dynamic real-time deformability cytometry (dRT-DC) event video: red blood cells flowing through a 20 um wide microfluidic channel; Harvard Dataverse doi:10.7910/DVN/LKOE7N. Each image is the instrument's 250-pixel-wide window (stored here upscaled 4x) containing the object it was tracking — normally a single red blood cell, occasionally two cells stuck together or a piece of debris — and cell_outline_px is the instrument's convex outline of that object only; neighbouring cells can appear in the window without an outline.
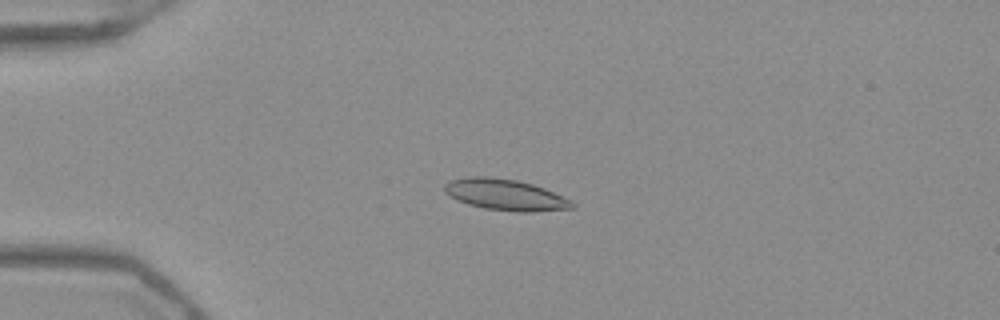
{"species": "Egyptian fruit bat (a non-hibernating species)", "species_latin": "Rousettus aegyptiacus", "temperature_condition": "warm", "stored_images_in_passage": 53, "camera_frame_rate_fps": 3000, "um_per_image_px": 0.085, "frame": {"image": 1, "passage_image": 14, "time_ms": 4.333, "image_size_px": [1000, 320], "cell_outline_px": [[576, 208], [532, 212], [516, 212], [484, 208], [468, 204], [456, 200], [448, 196], [444, 192], [444, 184], [448, 180], [468, 176], [488, 176], [516, 180], [532, 184], [544, 188], [572, 200], [576, 204]], "centroid_in_image_um": [42.94, 16.55], "position_along_channel_um": 42.1, "area_um2": 23.52}}
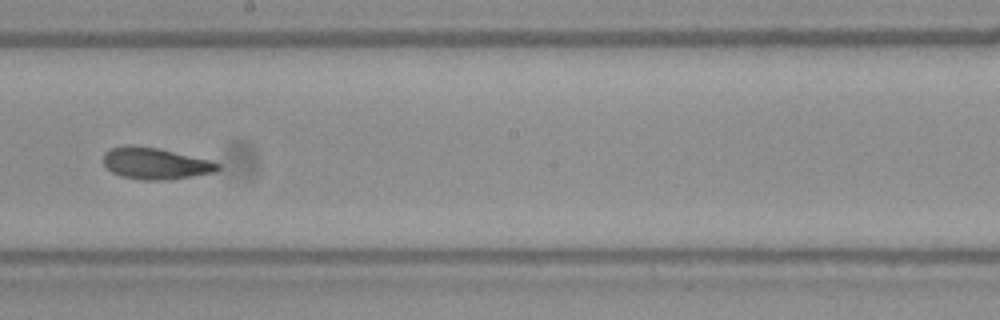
{"frame": {"image": 2, "passage_image": 31, "time_ms": 10.0, "image_size_px": [1000, 320], "cell_outline_px": [[220, 168], [216, 172], [168, 180], [140, 180], [120, 176], [112, 172], [104, 164], [104, 152], [112, 148], [124, 144], [132, 144], [160, 148], [212, 160], [220, 164]], "centroid_in_image_um": [13.22, 13.88], "position_along_channel_um": 235.0, "area_um2": 21.44}}
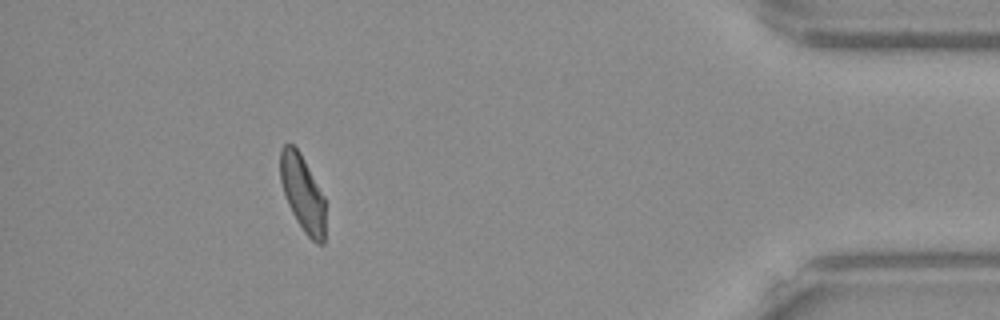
{"frame": {"image": 3, "passage_image": 48, "time_ms": 15.667, "image_size_px": [1000, 320], "cell_outline_px": [[324, 244], [316, 244], [304, 232], [296, 220], [288, 204], [280, 180], [280, 148], [284, 144], [292, 144], [300, 152], [324, 196]], "centroid_in_image_um": [25.71, 16.42], "position_along_channel_um": 409.5, "area_um2": 19.88}, "authors_computed_cell_mechanics": {"area_um2": 21.2704, "velocity_mm_per_s": 3.9683, "shape_relaxation_time_tau1_ms": null, "shape_relaxation_time_tau2_ms": 2.1568, "deformation_change_tau1": null, "deformation_change_tau2": 0.0828}}